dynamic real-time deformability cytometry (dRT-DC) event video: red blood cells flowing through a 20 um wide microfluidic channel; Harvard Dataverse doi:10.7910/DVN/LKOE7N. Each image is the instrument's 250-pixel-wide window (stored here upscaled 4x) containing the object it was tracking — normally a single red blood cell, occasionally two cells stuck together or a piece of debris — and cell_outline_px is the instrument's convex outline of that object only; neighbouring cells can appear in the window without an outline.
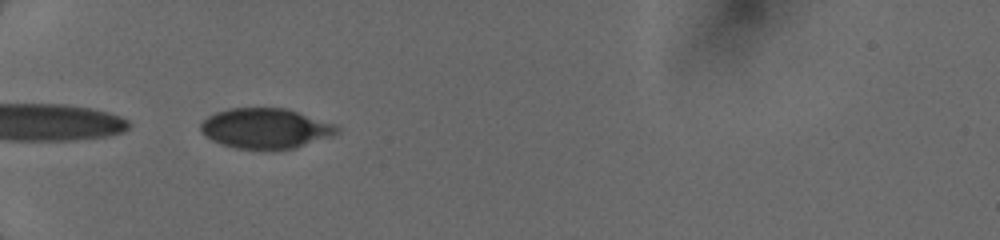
{"species": "human", "species_latin": "Homo sapiens", "temperature_condition": "cold", "stored_images_in_passage": 43, "camera_frame_rate_fps": 3000, "um_per_image_px": 0.085, "donor": {"sex": "female"}, "frame": {"image": 1, "passage_image": 2, "time_ms": 0.333, "image_size_px": [1000, 240], "cell_outline_px": [[340, 132], [332, 136], [296, 148], [272, 152], [264, 152], [236, 148], [220, 144], [212, 140], [200, 132], [200, 124], [208, 116], [216, 112], [228, 108], [288, 108], [336, 124], [340, 128]], "centroid_in_image_um": [22.6, 10.95], "position_along_channel_um": 62.4, "area_um2": 32.95}}
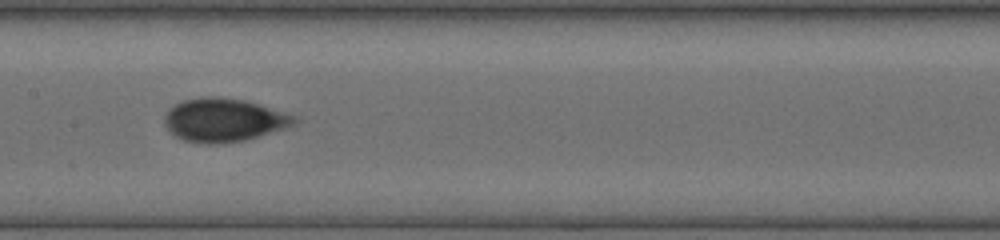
{"frame": {"image": 2, "passage_image": 26, "time_ms": 3.667, "image_size_px": [1000, 240], "cell_outline_px": [[300, 120], [296, 124], [284, 128], [244, 140], [224, 144], [200, 144], [184, 140], [176, 136], [164, 124], [164, 116], [168, 108], [184, 100], [200, 96], [216, 96], [244, 100], [260, 104], [300, 116]], "centroid_in_image_um": [19.05, 10.19], "position_along_channel_um": 188.3, "area_um2": 33.23}}
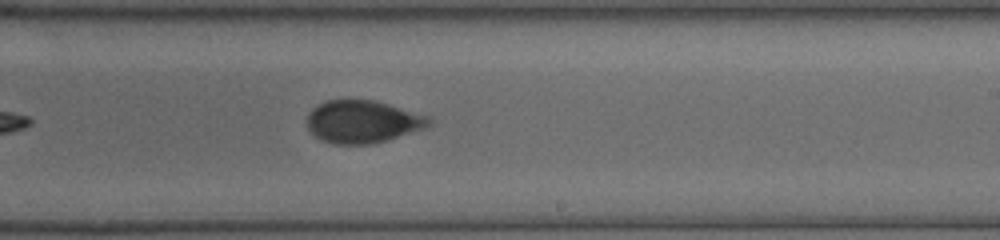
{"frame": {"image": 3, "passage_image": 38, "time_ms": 5.333, "image_size_px": [1000, 240], "cell_outline_px": [[432, 124], [424, 128], [372, 144], [336, 144], [324, 140], [316, 136], [308, 128], [308, 112], [312, 108], [328, 100], [348, 96], [376, 100], [432, 116]], "centroid_in_image_um": [30.85, 10.28], "position_along_channel_um": 258.1, "area_um2": 30.87}}